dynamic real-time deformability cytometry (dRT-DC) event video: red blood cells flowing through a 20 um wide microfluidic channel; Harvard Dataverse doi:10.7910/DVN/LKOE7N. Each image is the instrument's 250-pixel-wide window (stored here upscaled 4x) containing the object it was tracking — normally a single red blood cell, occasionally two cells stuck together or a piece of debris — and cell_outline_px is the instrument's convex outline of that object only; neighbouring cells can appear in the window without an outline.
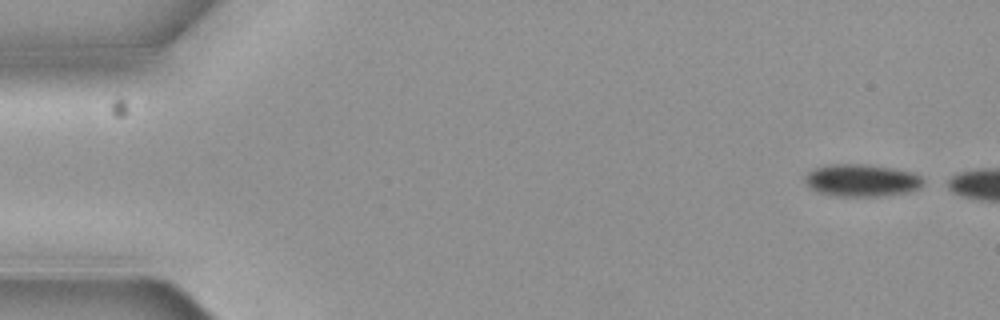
{"species": "common noctule bat (a hibernating species)", "species_latin": "Nyctalus noctula", "temperature_condition": "cold", "stored_images_in_passage": 3, "camera_frame_rate_fps": 3000, "um_per_image_px": 0.085, "animal": {"sex": "female", "body_mass_g": 19.3, "forearm_length_mm": 54.1}, "frame": {"image": 1, "passage_image": 1, "time_ms": 0.0, "image_size_px": [1000, 320], "cell_outline_px": [[924, 180], [916, 188], [908, 192], [876, 196], [840, 196], [820, 192], [812, 188], [804, 180], [804, 176], [808, 172], [816, 168], [828, 164], [868, 164], [892, 168], [912, 172], [920, 176]], "centroid_in_image_um": [73.22, 15.31], "position_along_channel_um": 11.8, "area_um2": 21.91}}